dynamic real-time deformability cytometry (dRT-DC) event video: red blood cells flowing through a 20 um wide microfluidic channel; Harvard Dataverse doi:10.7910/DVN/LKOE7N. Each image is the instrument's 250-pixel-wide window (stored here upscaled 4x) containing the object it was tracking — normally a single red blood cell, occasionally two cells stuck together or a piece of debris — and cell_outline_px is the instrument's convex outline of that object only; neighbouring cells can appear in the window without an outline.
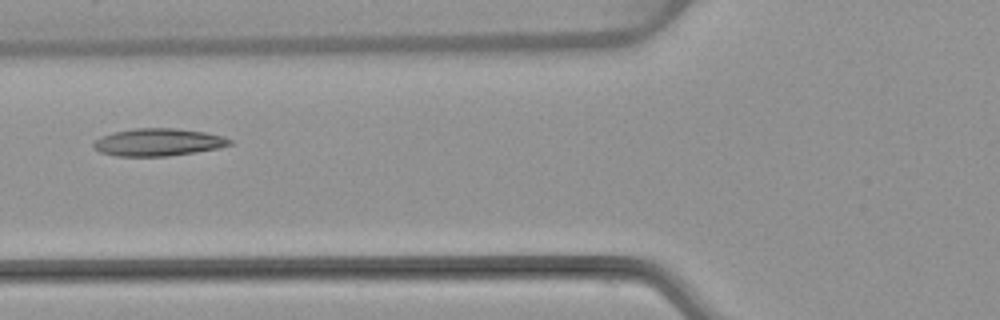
{"species": "common noctule bat (a hibernating species)", "species_latin": "Nyctalus noctula", "temperature_condition": "warm", "stored_images_in_passage": 5, "camera_frame_rate_fps": 3000, "um_per_image_px": 0.085, "animal": {"sex": "female", "body_mass_g": 22.7, "forearm_length_mm": 54.2}, "frame": {"image": 1, "passage_image": 5, "time_ms": 5.667, "image_size_px": [1000, 320], "cell_outline_px": [[232, 144], [220, 148], [196, 152], [168, 156], [116, 156], [100, 152], [92, 148], [92, 144], [100, 136], [116, 132], [136, 128], [176, 128], [204, 132], [224, 136], [232, 140]], "centroid_in_image_um": [13.46, 12.09], "position_along_channel_um": 112.3, "area_um2": 21.91}}